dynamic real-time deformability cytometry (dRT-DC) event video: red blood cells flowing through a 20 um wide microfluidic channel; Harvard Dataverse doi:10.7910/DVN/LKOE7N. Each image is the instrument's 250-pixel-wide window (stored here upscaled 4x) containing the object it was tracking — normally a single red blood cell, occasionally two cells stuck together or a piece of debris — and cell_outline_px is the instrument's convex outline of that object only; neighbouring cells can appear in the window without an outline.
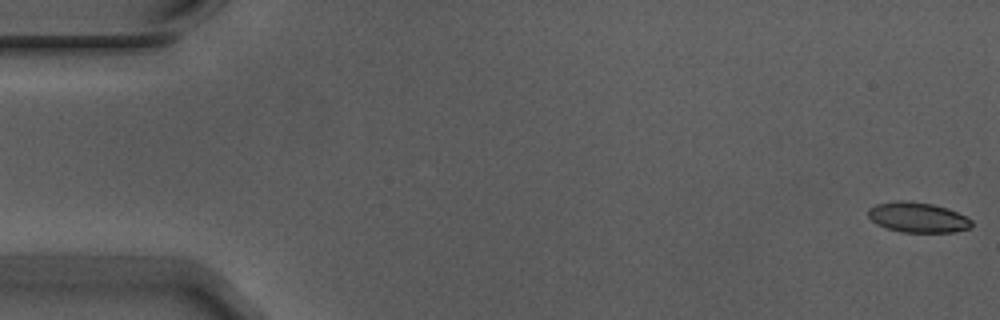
{"species": "Egyptian fruit bat (a non-hibernating species)", "species_latin": "Rousettus aegyptiacus", "temperature_condition": "warm", "stored_images_in_passage": 56, "camera_frame_rate_fps": 3000, "um_per_image_px": 0.085, "animal": {"sex": "male"}, "frame": {"image": 1, "passage_image": 1, "time_ms": 0.0, "image_size_px": [1000, 320], "cell_outline_px": [[972, 224], [968, 228], [952, 232], [900, 232], [876, 224], [868, 216], [868, 208], [876, 204], [896, 200], [900, 200], [932, 204], [956, 212], [972, 220]], "centroid_in_image_um": [77.95, 18.48], "position_along_channel_um": 7.0, "area_um2": 17.92}}
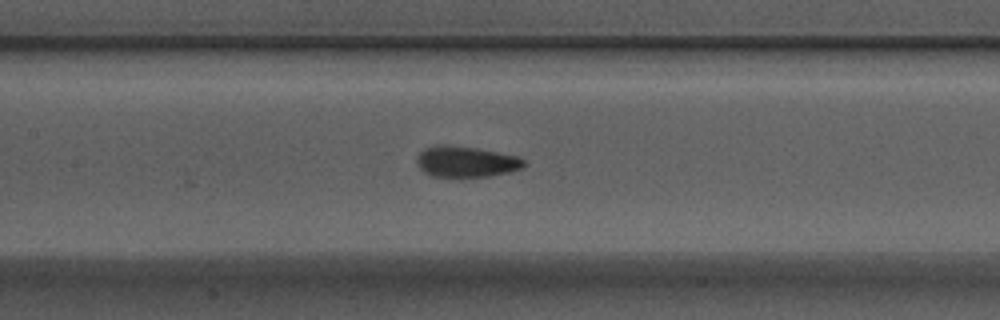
{"frame": {"image": 2, "passage_image": 26, "time_ms": 8.333, "image_size_px": [1000, 320], "cell_outline_px": [[528, 164], [512, 172], [488, 176], [428, 176], [420, 168], [416, 160], [416, 156], [424, 148], [444, 144], [472, 148], [496, 152], [516, 156], [524, 160]], "centroid_in_image_um": [39.6, 13.75], "position_along_channel_um": 167.8, "area_um2": 19.07}}
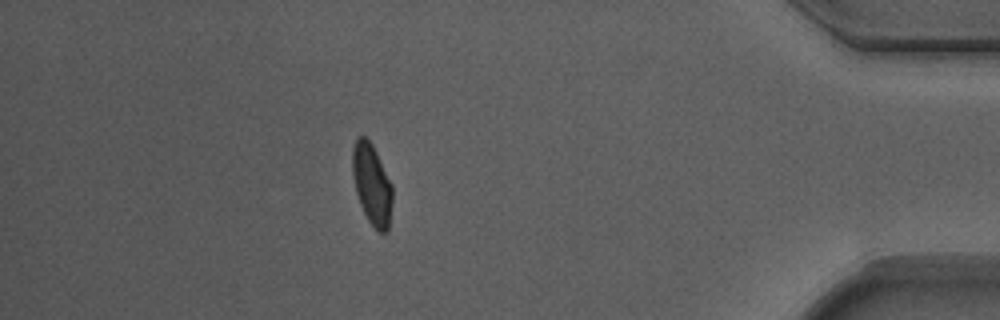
{"frame": {"image": 3, "passage_image": 49, "time_ms": 16.0, "image_size_px": [1000, 320], "cell_outline_px": [[392, 200], [388, 232], [380, 232], [368, 220], [360, 204], [356, 192], [352, 176], [352, 148], [356, 140], [360, 136], [364, 136], [372, 144], [392, 184]], "centroid_in_image_um": [31.6, 15.66], "position_along_channel_um": 403.6, "area_um2": 18.67}, "authors_computed_cell_mechanics": {"area_um2": 18.6694, "velocity_mm_per_s": 3.7222, "shape_relaxation_time_tau1_ms": 3.6583, "shape_relaxation_time_tau2_ms": 1.1787, "deformation_change_tau1": 0.1594, "deformation_change_tau2": 0.066}}